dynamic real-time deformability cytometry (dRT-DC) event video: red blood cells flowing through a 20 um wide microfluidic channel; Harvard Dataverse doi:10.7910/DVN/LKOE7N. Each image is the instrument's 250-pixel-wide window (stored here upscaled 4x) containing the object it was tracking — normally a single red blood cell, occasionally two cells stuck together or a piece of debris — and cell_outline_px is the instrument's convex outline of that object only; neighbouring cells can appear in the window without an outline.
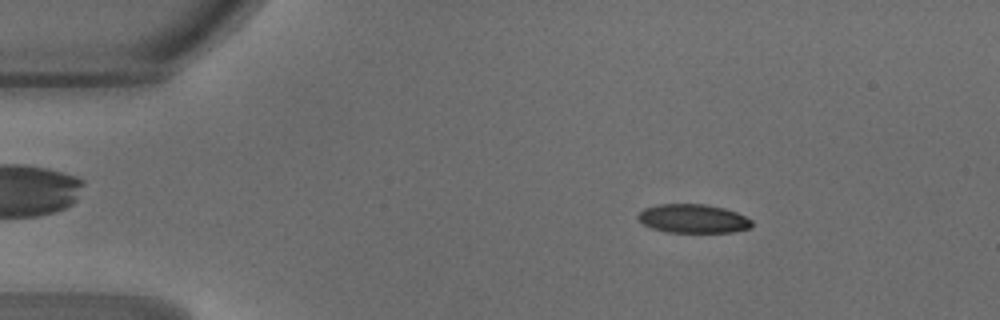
{"species": "common noctule bat (a hibernating species)", "species_latin": "Nyctalus noctula", "temperature_condition": "warm", "stored_images_in_passage": 47, "camera_frame_rate_fps": 3000, "um_per_image_px": 0.085, "animal": {"sex": "male", "body_mass_g": 18.8}, "frame": {"image": 1, "passage_image": 7, "time_ms": 2.0, "image_size_px": [1000, 320], "cell_outline_px": [[752, 228], [732, 232], [668, 232], [652, 228], [644, 224], [636, 216], [644, 208], [656, 204], [704, 204], [724, 208], [736, 212], [752, 220]], "centroid_in_image_um": [58.92, 18.58], "position_along_channel_um": 26.1, "area_um2": 19.07}}
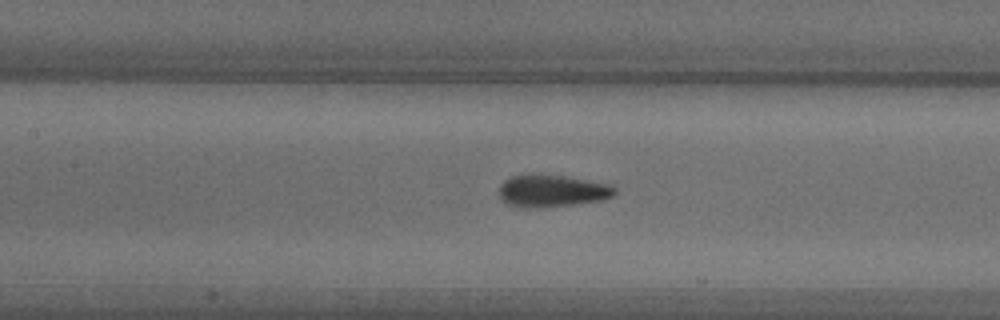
{"frame": {"image": 2, "passage_image": 21, "time_ms": 6.667, "image_size_px": [1000, 320], "cell_outline_px": [[616, 192], [612, 196], [600, 200], [572, 204], [528, 208], [508, 204], [500, 196], [500, 184], [504, 180], [512, 176], [528, 172], [560, 176], [612, 184], [616, 188]], "centroid_in_image_um": [46.9, 16.19], "position_along_channel_um": 160.5, "area_um2": 21.56}}
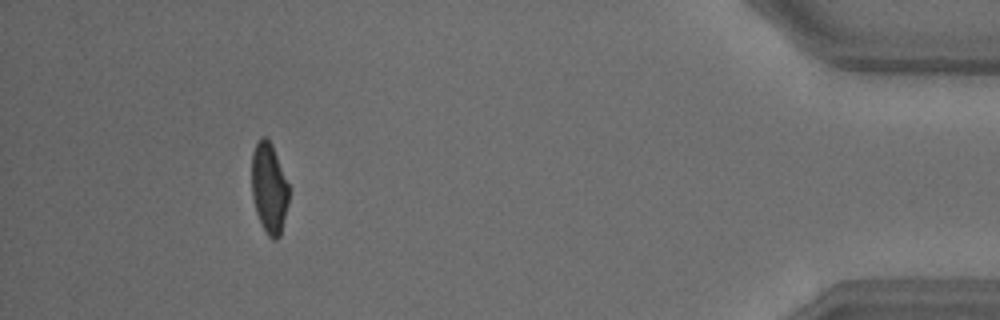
{"frame": {"image": 3, "passage_image": 43, "time_ms": 14.0, "image_size_px": [1000, 320], "cell_outline_px": [[288, 204], [280, 236], [276, 240], [272, 240], [268, 236], [256, 212], [252, 196], [252, 152], [260, 136], [264, 136], [272, 144], [288, 184]], "centroid_in_image_um": [22.87, 15.99], "position_along_channel_um": 412.3, "area_um2": 19.42}, "authors_computed_cell_mechanics": {"area_um2": 20.6924, "velocity_mm_per_s": 4.2562, "shape_relaxation_time_tau1_ms": 3.834, "shape_relaxation_time_tau2_ms": 0.9433, "deformation_change_tau1": 0.1532, "deformation_change_tau2": 0.0578}}